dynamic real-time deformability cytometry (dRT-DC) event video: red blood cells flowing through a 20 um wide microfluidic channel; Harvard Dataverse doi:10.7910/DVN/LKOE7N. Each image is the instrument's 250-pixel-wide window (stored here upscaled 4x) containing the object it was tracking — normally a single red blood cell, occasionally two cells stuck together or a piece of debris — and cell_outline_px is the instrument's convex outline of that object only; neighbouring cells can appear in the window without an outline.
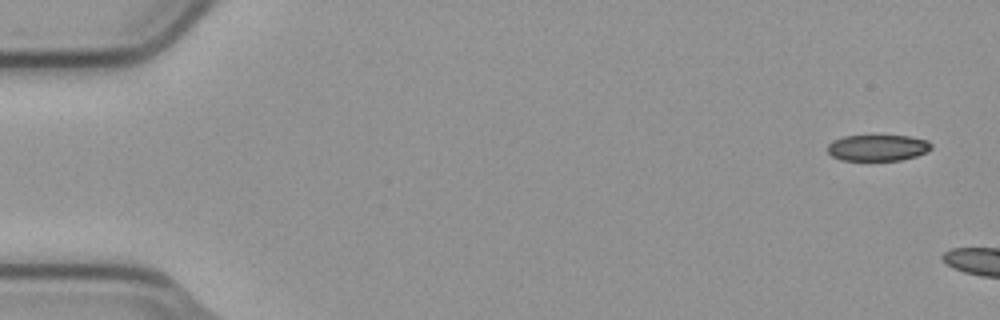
{"species": "common noctule bat (a hibernating species)", "species_latin": "Nyctalus noctula", "temperature_condition": "cold", "stored_images_in_passage": 2, "camera_frame_rate_fps": 3000, "um_per_image_px": 0.085, "animal": {"sex": "male", "body_mass_g": 23.1, "forearm_length_mm": 52.7}, "frame": {"image": 1, "passage_image": 1, "time_ms": 0.0, "image_size_px": [1000, 320], "cell_outline_px": [[932, 148], [928, 152], [916, 156], [900, 160], [840, 160], [832, 156], [828, 152], [828, 144], [832, 140], [844, 136], [908, 136], [928, 140], [932, 144]], "centroid_in_image_um": [74.62, 12.56], "position_along_channel_um": 10.4, "area_um2": 15.9}}